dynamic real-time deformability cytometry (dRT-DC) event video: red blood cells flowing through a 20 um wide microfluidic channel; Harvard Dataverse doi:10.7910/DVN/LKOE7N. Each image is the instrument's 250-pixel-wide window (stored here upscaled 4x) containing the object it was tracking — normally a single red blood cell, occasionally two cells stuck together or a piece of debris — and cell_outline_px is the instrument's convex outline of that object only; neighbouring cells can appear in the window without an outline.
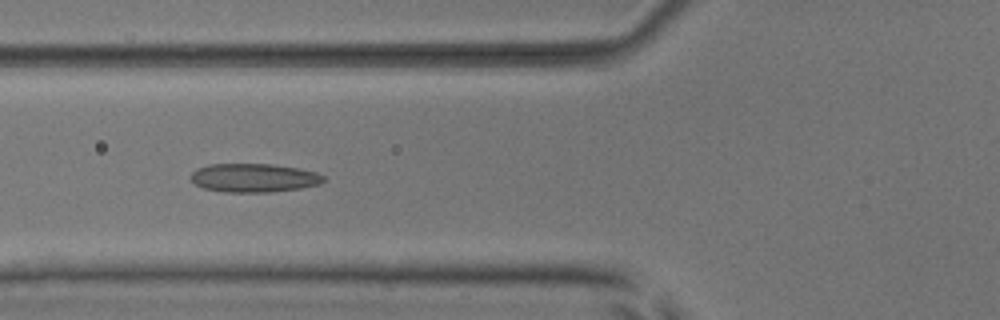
{"species": "common noctule bat (a hibernating species)", "species_latin": "Nyctalus noctula", "temperature_condition": "room temperature", "stored_images_in_passage": 14, "camera_frame_rate_fps": 3000, "um_per_image_px": 0.085, "animal": {"sex": "male", "body_mass_g": 17.9, "forearm_length_mm": 54.2}, "frame": {"image": 1, "passage_image": 7, "time_ms": 2.0, "image_size_px": [1000, 320], "cell_outline_px": [[324, 180], [320, 184], [300, 188], [272, 192], [224, 192], [204, 188], [196, 184], [192, 180], [192, 172], [196, 168], [208, 164], [272, 164], [300, 168], [316, 172], [324, 176]], "centroid_in_image_um": [21.59, 15.11], "position_along_channel_um": 104.2, "area_um2": 22.2}}
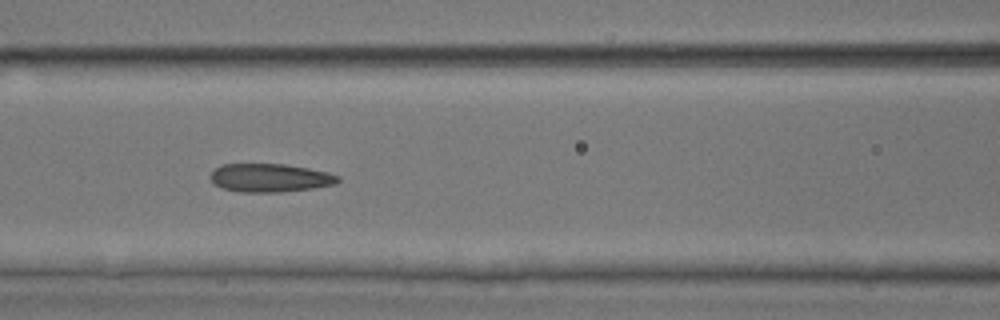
{"frame": {"image": 2, "passage_image": 10, "time_ms": 3.0, "image_size_px": [1000, 320], "cell_outline_px": [[340, 180], [336, 184], [312, 188], [280, 192], [240, 192], [224, 188], [216, 184], [212, 180], [212, 172], [216, 168], [224, 164], [284, 164], [308, 168], [328, 172], [340, 176]], "centroid_in_image_um": [23.01, 15.11], "position_along_channel_um": 143.6, "area_um2": 20.87}}